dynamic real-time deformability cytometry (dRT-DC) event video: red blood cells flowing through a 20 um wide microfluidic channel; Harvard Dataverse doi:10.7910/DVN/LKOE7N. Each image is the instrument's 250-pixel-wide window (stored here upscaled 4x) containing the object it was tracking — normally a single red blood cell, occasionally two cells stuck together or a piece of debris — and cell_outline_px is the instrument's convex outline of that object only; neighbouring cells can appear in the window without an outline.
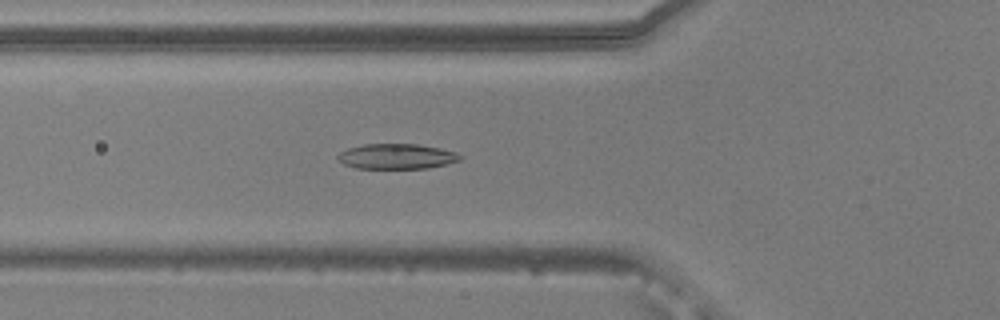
{"species": "common noctule bat (a hibernating species)", "species_latin": "Nyctalus noctula", "temperature_condition": "warm", "stored_images_in_passage": 53, "camera_frame_rate_fps": 3000, "um_per_image_px": 0.085, "animal": {"sex": "male", "body_mass_g": 20.5, "forearm_length_mm": 52.5}, "frame": {"image": 1, "passage_image": 19, "time_ms": 6.0, "image_size_px": [1000, 320], "cell_outline_px": [[464, 156], [460, 160], [448, 164], [428, 168], [356, 168], [344, 164], [336, 156], [340, 152], [348, 148], [364, 144], [416, 144], [440, 148], [456, 152]], "centroid_in_image_um": [33.75, 13.29], "position_along_channel_um": 92.0, "area_um2": 17.98}}
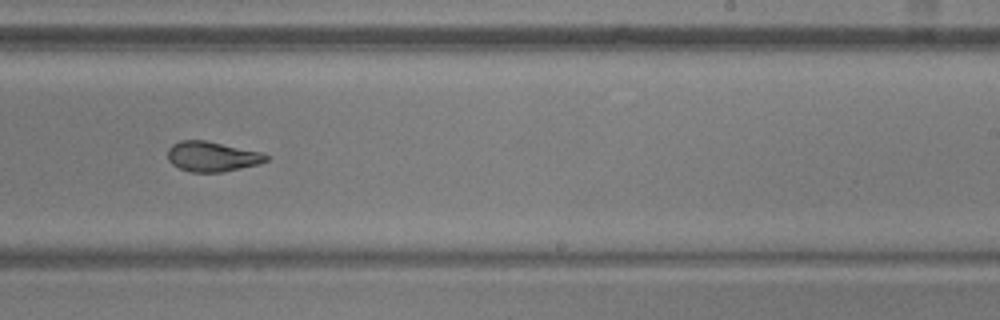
{"frame": {"image": 2, "passage_image": 33, "time_ms": 10.667, "image_size_px": [1000, 320], "cell_outline_px": [[268, 160], [260, 164], [224, 172], [192, 172], [180, 168], [172, 164], [168, 160], [168, 148], [172, 144], [180, 140], [204, 140], [260, 152], [268, 156]], "centroid_in_image_um": [18.01, 13.31], "position_along_channel_um": 271.0, "area_um2": 17.17}}
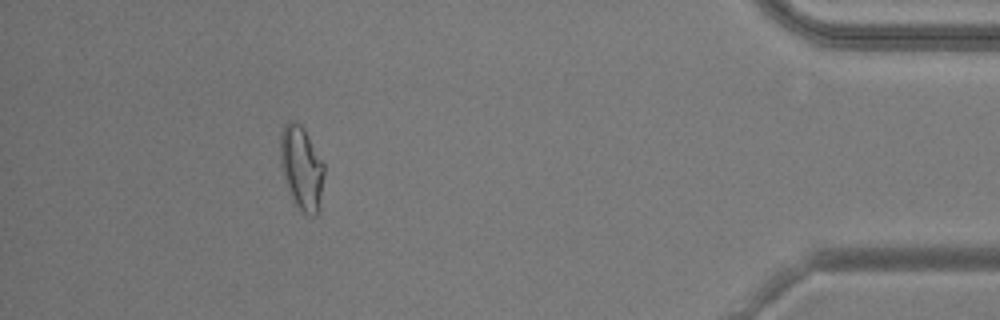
{"frame": {"image": 3, "passage_image": 48, "time_ms": 15.667, "image_size_px": [1000, 320], "cell_outline_px": [[324, 176], [320, 208], [316, 216], [308, 216], [300, 212], [292, 200], [280, 164], [280, 132], [284, 124], [288, 120], [292, 120], [300, 124], [304, 128], [324, 164]], "centroid_in_image_um": [25.63, 14.3], "position_along_channel_um": 409.6, "area_um2": 21.73}, "authors_computed_cell_mechanics": {"area_um2": 18.9006, "velocity_mm_per_s": 3.8151, "shape_relaxation_time_tau1_ms": 4.1226, "shape_relaxation_time_tau2_ms": 1.9387, "deformation_change_tau1": 0.1604, "deformation_change_tau2": 0.0712}}